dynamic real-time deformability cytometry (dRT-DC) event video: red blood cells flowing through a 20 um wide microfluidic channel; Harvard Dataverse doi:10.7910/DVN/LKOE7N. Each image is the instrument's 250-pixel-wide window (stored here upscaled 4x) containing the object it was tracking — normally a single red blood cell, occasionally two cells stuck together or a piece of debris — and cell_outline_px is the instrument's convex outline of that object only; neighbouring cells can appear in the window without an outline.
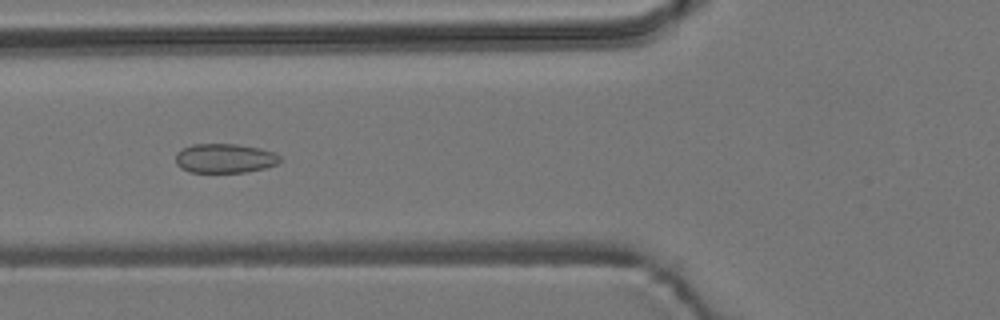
{"species": "common noctule bat (a hibernating species)", "species_latin": "Nyctalus noctula", "temperature_condition": "room temperature", "stored_images_in_passage": 7, "camera_frame_rate_fps": 3000, "um_per_image_px": 0.085, "animal": {"sex": "male", "body_mass_g": 19.2, "forearm_length_mm": 51.8}, "frame": {"image": 1, "passage_image": 6, "time_ms": 5.667, "image_size_px": [1000, 320], "cell_outline_px": [[280, 160], [276, 164], [264, 168], [244, 172], [188, 172], [180, 168], [176, 164], [176, 152], [192, 144], [236, 144], [260, 148], [276, 152], [280, 156]], "centroid_in_image_um": [19.09, 13.45], "position_along_channel_um": 106.7, "area_um2": 17.86}}
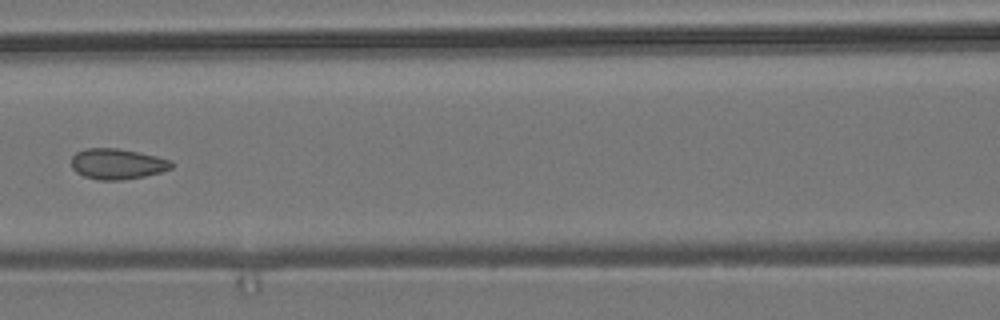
{"frame": {"image": 2, "passage_image": 7, "time_ms": 7.0, "image_size_px": [1000, 320], "cell_outline_px": [[176, 164], [172, 168], [160, 172], [144, 176], [124, 180], [100, 180], [84, 176], [76, 172], [72, 168], [72, 156], [76, 152], [88, 148], [116, 148], [156, 156], [172, 160]], "centroid_in_image_um": [9.99, 13.94], "position_along_channel_um": 156.6, "area_um2": 17.86}}